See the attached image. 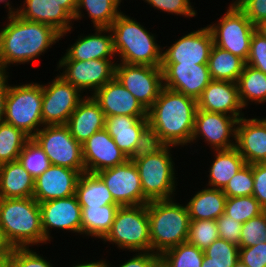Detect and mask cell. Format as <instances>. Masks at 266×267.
<instances>
[{"mask_svg": "<svg viewBox=\"0 0 266 267\" xmlns=\"http://www.w3.org/2000/svg\"><path fill=\"white\" fill-rule=\"evenodd\" d=\"M169 267H201L204 251L188 243H181L160 256Z\"/></svg>", "mask_w": 266, "mask_h": 267, "instance_id": "obj_37", "label": "cell"}, {"mask_svg": "<svg viewBox=\"0 0 266 267\" xmlns=\"http://www.w3.org/2000/svg\"><path fill=\"white\" fill-rule=\"evenodd\" d=\"M80 174L71 168L51 165L35 179L33 198L41 203L75 195Z\"/></svg>", "mask_w": 266, "mask_h": 267, "instance_id": "obj_21", "label": "cell"}, {"mask_svg": "<svg viewBox=\"0 0 266 267\" xmlns=\"http://www.w3.org/2000/svg\"><path fill=\"white\" fill-rule=\"evenodd\" d=\"M7 19L0 28V73H9L7 70L13 64L36 61L61 40L60 33L48 24L25 20L16 13Z\"/></svg>", "mask_w": 266, "mask_h": 267, "instance_id": "obj_1", "label": "cell"}, {"mask_svg": "<svg viewBox=\"0 0 266 267\" xmlns=\"http://www.w3.org/2000/svg\"><path fill=\"white\" fill-rule=\"evenodd\" d=\"M0 227L14 248L49 243L42 230L39 202L33 197H0Z\"/></svg>", "mask_w": 266, "mask_h": 267, "instance_id": "obj_4", "label": "cell"}, {"mask_svg": "<svg viewBox=\"0 0 266 267\" xmlns=\"http://www.w3.org/2000/svg\"><path fill=\"white\" fill-rule=\"evenodd\" d=\"M30 137L13 125L0 123V165L18 160Z\"/></svg>", "mask_w": 266, "mask_h": 267, "instance_id": "obj_36", "label": "cell"}, {"mask_svg": "<svg viewBox=\"0 0 266 267\" xmlns=\"http://www.w3.org/2000/svg\"><path fill=\"white\" fill-rule=\"evenodd\" d=\"M164 87L198 100L212 80L207 64L161 63Z\"/></svg>", "mask_w": 266, "mask_h": 267, "instance_id": "obj_16", "label": "cell"}, {"mask_svg": "<svg viewBox=\"0 0 266 267\" xmlns=\"http://www.w3.org/2000/svg\"><path fill=\"white\" fill-rule=\"evenodd\" d=\"M76 196L81 207L117 204L104 181L94 173L80 174L76 185Z\"/></svg>", "mask_w": 266, "mask_h": 267, "instance_id": "obj_32", "label": "cell"}, {"mask_svg": "<svg viewBox=\"0 0 266 267\" xmlns=\"http://www.w3.org/2000/svg\"><path fill=\"white\" fill-rule=\"evenodd\" d=\"M42 101V84L33 81L14 86L9 84L4 121L32 138L44 126Z\"/></svg>", "mask_w": 266, "mask_h": 267, "instance_id": "obj_7", "label": "cell"}, {"mask_svg": "<svg viewBox=\"0 0 266 267\" xmlns=\"http://www.w3.org/2000/svg\"><path fill=\"white\" fill-rule=\"evenodd\" d=\"M204 251L206 264H217L222 267H234L239 260V246L225 239H217Z\"/></svg>", "mask_w": 266, "mask_h": 267, "instance_id": "obj_40", "label": "cell"}, {"mask_svg": "<svg viewBox=\"0 0 266 267\" xmlns=\"http://www.w3.org/2000/svg\"><path fill=\"white\" fill-rule=\"evenodd\" d=\"M119 208L118 204L81 207V234L102 240L110 231Z\"/></svg>", "mask_w": 266, "mask_h": 267, "instance_id": "obj_31", "label": "cell"}, {"mask_svg": "<svg viewBox=\"0 0 266 267\" xmlns=\"http://www.w3.org/2000/svg\"><path fill=\"white\" fill-rule=\"evenodd\" d=\"M8 77H10L9 73H0V123L4 122L5 117L6 99L9 88Z\"/></svg>", "mask_w": 266, "mask_h": 267, "instance_id": "obj_53", "label": "cell"}, {"mask_svg": "<svg viewBox=\"0 0 266 267\" xmlns=\"http://www.w3.org/2000/svg\"><path fill=\"white\" fill-rule=\"evenodd\" d=\"M136 255H133L132 258L124 261L118 267H153V264L160 257L158 254L153 253L152 251L148 252H136ZM103 267H115L111 266L109 262H106V259L103 260Z\"/></svg>", "mask_w": 266, "mask_h": 267, "instance_id": "obj_52", "label": "cell"}, {"mask_svg": "<svg viewBox=\"0 0 266 267\" xmlns=\"http://www.w3.org/2000/svg\"><path fill=\"white\" fill-rule=\"evenodd\" d=\"M71 267H103V260L100 259V261L97 260L95 262L94 261L88 262L87 260V262L84 261V263L83 262L77 263V265L74 264Z\"/></svg>", "mask_w": 266, "mask_h": 267, "instance_id": "obj_56", "label": "cell"}, {"mask_svg": "<svg viewBox=\"0 0 266 267\" xmlns=\"http://www.w3.org/2000/svg\"><path fill=\"white\" fill-rule=\"evenodd\" d=\"M253 164H245L223 189L227 197L250 196L253 193Z\"/></svg>", "mask_w": 266, "mask_h": 267, "instance_id": "obj_42", "label": "cell"}, {"mask_svg": "<svg viewBox=\"0 0 266 267\" xmlns=\"http://www.w3.org/2000/svg\"><path fill=\"white\" fill-rule=\"evenodd\" d=\"M243 0H232L230 5H238L240 2H242Z\"/></svg>", "mask_w": 266, "mask_h": 267, "instance_id": "obj_63", "label": "cell"}, {"mask_svg": "<svg viewBox=\"0 0 266 267\" xmlns=\"http://www.w3.org/2000/svg\"><path fill=\"white\" fill-rule=\"evenodd\" d=\"M220 239L239 246L242 223L235 221L229 215L223 213L216 219Z\"/></svg>", "mask_w": 266, "mask_h": 267, "instance_id": "obj_48", "label": "cell"}, {"mask_svg": "<svg viewBox=\"0 0 266 267\" xmlns=\"http://www.w3.org/2000/svg\"><path fill=\"white\" fill-rule=\"evenodd\" d=\"M199 110L244 117L236 82L211 80L197 100Z\"/></svg>", "mask_w": 266, "mask_h": 267, "instance_id": "obj_23", "label": "cell"}, {"mask_svg": "<svg viewBox=\"0 0 266 267\" xmlns=\"http://www.w3.org/2000/svg\"><path fill=\"white\" fill-rule=\"evenodd\" d=\"M237 6L254 26L266 20V0H243Z\"/></svg>", "mask_w": 266, "mask_h": 267, "instance_id": "obj_51", "label": "cell"}, {"mask_svg": "<svg viewBox=\"0 0 266 267\" xmlns=\"http://www.w3.org/2000/svg\"><path fill=\"white\" fill-rule=\"evenodd\" d=\"M227 12L216 24L207 25L215 46L229 51L245 63L250 51V42L256 26L237 5H229Z\"/></svg>", "mask_w": 266, "mask_h": 267, "instance_id": "obj_9", "label": "cell"}, {"mask_svg": "<svg viewBox=\"0 0 266 267\" xmlns=\"http://www.w3.org/2000/svg\"><path fill=\"white\" fill-rule=\"evenodd\" d=\"M256 30L266 37V20H263L256 25Z\"/></svg>", "mask_w": 266, "mask_h": 267, "instance_id": "obj_58", "label": "cell"}, {"mask_svg": "<svg viewBox=\"0 0 266 267\" xmlns=\"http://www.w3.org/2000/svg\"><path fill=\"white\" fill-rule=\"evenodd\" d=\"M264 208L253 196L227 197L224 213L235 221L245 223L264 212Z\"/></svg>", "mask_w": 266, "mask_h": 267, "instance_id": "obj_38", "label": "cell"}, {"mask_svg": "<svg viewBox=\"0 0 266 267\" xmlns=\"http://www.w3.org/2000/svg\"><path fill=\"white\" fill-rule=\"evenodd\" d=\"M245 64L266 74V37L257 30L252 35L250 51Z\"/></svg>", "mask_w": 266, "mask_h": 267, "instance_id": "obj_47", "label": "cell"}, {"mask_svg": "<svg viewBox=\"0 0 266 267\" xmlns=\"http://www.w3.org/2000/svg\"><path fill=\"white\" fill-rule=\"evenodd\" d=\"M237 122L229 115L197 109L191 143L204 139L213 151L232 149L236 146Z\"/></svg>", "mask_w": 266, "mask_h": 267, "instance_id": "obj_14", "label": "cell"}, {"mask_svg": "<svg viewBox=\"0 0 266 267\" xmlns=\"http://www.w3.org/2000/svg\"><path fill=\"white\" fill-rule=\"evenodd\" d=\"M115 77L148 110L164 88L160 66L116 63Z\"/></svg>", "mask_w": 266, "mask_h": 267, "instance_id": "obj_11", "label": "cell"}, {"mask_svg": "<svg viewBox=\"0 0 266 267\" xmlns=\"http://www.w3.org/2000/svg\"><path fill=\"white\" fill-rule=\"evenodd\" d=\"M166 146L167 144L161 139V136L148 125L141 133L135 151L129 160L135 162L149 155L157 154Z\"/></svg>", "mask_w": 266, "mask_h": 267, "instance_id": "obj_44", "label": "cell"}, {"mask_svg": "<svg viewBox=\"0 0 266 267\" xmlns=\"http://www.w3.org/2000/svg\"><path fill=\"white\" fill-rule=\"evenodd\" d=\"M175 199L148 202L151 251L161 256L187 241L190 227L188 208Z\"/></svg>", "mask_w": 266, "mask_h": 267, "instance_id": "obj_5", "label": "cell"}, {"mask_svg": "<svg viewBox=\"0 0 266 267\" xmlns=\"http://www.w3.org/2000/svg\"><path fill=\"white\" fill-rule=\"evenodd\" d=\"M226 199L227 196L221 189L208 186L200 189L185 203L190 220L218 219L224 213Z\"/></svg>", "mask_w": 266, "mask_h": 267, "instance_id": "obj_29", "label": "cell"}, {"mask_svg": "<svg viewBox=\"0 0 266 267\" xmlns=\"http://www.w3.org/2000/svg\"><path fill=\"white\" fill-rule=\"evenodd\" d=\"M35 179L16 160L0 165V197H33Z\"/></svg>", "mask_w": 266, "mask_h": 267, "instance_id": "obj_28", "label": "cell"}, {"mask_svg": "<svg viewBox=\"0 0 266 267\" xmlns=\"http://www.w3.org/2000/svg\"><path fill=\"white\" fill-rule=\"evenodd\" d=\"M120 4L118 0H78L74 21L81 20L85 16L84 9L94 28H109L122 13Z\"/></svg>", "mask_w": 266, "mask_h": 267, "instance_id": "obj_33", "label": "cell"}, {"mask_svg": "<svg viewBox=\"0 0 266 267\" xmlns=\"http://www.w3.org/2000/svg\"><path fill=\"white\" fill-rule=\"evenodd\" d=\"M13 250L14 247L8 241L3 229L0 227V257H10Z\"/></svg>", "mask_w": 266, "mask_h": 267, "instance_id": "obj_54", "label": "cell"}, {"mask_svg": "<svg viewBox=\"0 0 266 267\" xmlns=\"http://www.w3.org/2000/svg\"><path fill=\"white\" fill-rule=\"evenodd\" d=\"M91 96L99 104L105 117L115 115L147 117V110L116 77L97 89Z\"/></svg>", "mask_w": 266, "mask_h": 267, "instance_id": "obj_20", "label": "cell"}, {"mask_svg": "<svg viewBox=\"0 0 266 267\" xmlns=\"http://www.w3.org/2000/svg\"><path fill=\"white\" fill-rule=\"evenodd\" d=\"M239 99L243 108L250 102L264 104L266 102V74L247 64L237 80Z\"/></svg>", "mask_w": 266, "mask_h": 267, "instance_id": "obj_35", "label": "cell"}, {"mask_svg": "<svg viewBox=\"0 0 266 267\" xmlns=\"http://www.w3.org/2000/svg\"><path fill=\"white\" fill-rule=\"evenodd\" d=\"M95 33L80 35L76 42L66 49L59 60L86 61L91 59H115L113 38L109 28L95 27ZM105 33V34H104Z\"/></svg>", "mask_w": 266, "mask_h": 267, "instance_id": "obj_25", "label": "cell"}, {"mask_svg": "<svg viewBox=\"0 0 266 267\" xmlns=\"http://www.w3.org/2000/svg\"><path fill=\"white\" fill-rule=\"evenodd\" d=\"M113 47L121 63L161 66L162 47L156 34L147 31L140 22L121 13L109 27Z\"/></svg>", "mask_w": 266, "mask_h": 267, "instance_id": "obj_3", "label": "cell"}, {"mask_svg": "<svg viewBox=\"0 0 266 267\" xmlns=\"http://www.w3.org/2000/svg\"><path fill=\"white\" fill-rule=\"evenodd\" d=\"M153 267H169V266L164 262V260L161 257H159L153 264Z\"/></svg>", "mask_w": 266, "mask_h": 267, "instance_id": "obj_59", "label": "cell"}, {"mask_svg": "<svg viewBox=\"0 0 266 267\" xmlns=\"http://www.w3.org/2000/svg\"><path fill=\"white\" fill-rule=\"evenodd\" d=\"M22 3L16 11L19 17L52 26L60 38L72 31L74 18L56 0H24Z\"/></svg>", "mask_w": 266, "mask_h": 267, "instance_id": "obj_24", "label": "cell"}, {"mask_svg": "<svg viewBox=\"0 0 266 267\" xmlns=\"http://www.w3.org/2000/svg\"><path fill=\"white\" fill-rule=\"evenodd\" d=\"M201 267H222L217 264H206V255L204 254V259L202 261Z\"/></svg>", "mask_w": 266, "mask_h": 267, "instance_id": "obj_61", "label": "cell"}, {"mask_svg": "<svg viewBox=\"0 0 266 267\" xmlns=\"http://www.w3.org/2000/svg\"><path fill=\"white\" fill-rule=\"evenodd\" d=\"M106 184L115 202L120 206H138L147 204L138 169L129 159L118 166L96 173Z\"/></svg>", "mask_w": 266, "mask_h": 267, "instance_id": "obj_15", "label": "cell"}, {"mask_svg": "<svg viewBox=\"0 0 266 267\" xmlns=\"http://www.w3.org/2000/svg\"><path fill=\"white\" fill-rule=\"evenodd\" d=\"M52 265L43 254L41 256L29 247L14 248L9 257V267H54Z\"/></svg>", "mask_w": 266, "mask_h": 267, "instance_id": "obj_45", "label": "cell"}, {"mask_svg": "<svg viewBox=\"0 0 266 267\" xmlns=\"http://www.w3.org/2000/svg\"><path fill=\"white\" fill-rule=\"evenodd\" d=\"M213 45L208 26L201 27L183 35L167 49L163 47L161 63L207 64Z\"/></svg>", "mask_w": 266, "mask_h": 267, "instance_id": "obj_17", "label": "cell"}, {"mask_svg": "<svg viewBox=\"0 0 266 267\" xmlns=\"http://www.w3.org/2000/svg\"><path fill=\"white\" fill-rule=\"evenodd\" d=\"M197 109V100L164 87L147 110L148 125L167 145L184 148L191 144Z\"/></svg>", "mask_w": 266, "mask_h": 267, "instance_id": "obj_2", "label": "cell"}, {"mask_svg": "<svg viewBox=\"0 0 266 267\" xmlns=\"http://www.w3.org/2000/svg\"><path fill=\"white\" fill-rule=\"evenodd\" d=\"M129 252L151 251L148 203L138 206L120 207L110 231L102 239Z\"/></svg>", "mask_w": 266, "mask_h": 267, "instance_id": "obj_6", "label": "cell"}, {"mask_svg": "<svg viewBox=\"0 0 266 267\" xmlns=\"http://www.w3.org/2000/svg\"><path fill=\"white\" fill-rule=\"evenodd\" d=\"M246 164L266 163V117L238 120L236 146Z\"/></svg>", "mask_w": 266, "mask_h": 267, "instance_id": "obj_22", "label": "cell"}, {"mask_svg": "<svg viewBox=\"0 0 266 267\" xmlns=\"http://www.w3.org/2000/svg\"><path fill=\"white\" fill-rule=\"evenodd\" d=\"M105 115L90 95H85L71 114L66 126L75 140L83 144L94 133L105 129Z\"/></svg>", "mask_w": 266, "mask_h": 267, "instance_id": "obj_26", "label": "cell"}, {"mask_svg": "<svg viewBox=\"0 0 266 267\" xmlns=\"http://www.w3.org/2000/svg\"><path fill=\"white\" fill-rule=\"evenodd\" d=\"M239 260L248 267H266V242L239 247Z\"/></svg>", "mask_w": 266, "mask_h": 267, "instance_id": "obj_49", "label": "cell"}, {"mask_svg": "<svg viewBox=\"0 0 266 267\" xmlns=\"http://www.w3.org/2000/svg\"><path fill=\"white\" fill-rule=\"evenodd\" d=\"M0 3H5L4 7H7V16L11 15V14H15L17 11V8H13V6L10 4L11 2H9L8 0H0Z\"/></svg>", "mask_w": 266, "mask_h": 267, "instance_id": "obj_57", "label": "cell"}, {"mask_svg": "<svg viewBox=\"0 0 266 267\" xmlns=\"http://www.w3.org/2000/svg\"><path fill=\"white\" fill-rule=\"evenodd\" d=\"M234 267H248L245 264H243L240 260L234 265Z\"/></svg>", "mask_w": 266, "mask_h": 267, "instance_id": "obj_62", "label": "cell"}, {"mask_svg": "<svg viewBox=\"0 0 266 267\" xmlns=\"http://www.w3.org/2000/svg\"><path fill=\"white\" fill-rule=\"evenodd\" d=\"M217 239L219 234L216 220H190L188 243L205 250Z\"/></svg>", "mask_w": 266, "mask_h": 267, "instance_id": "obj_41", "label": "cell"}, {"mask_svg": "<svg viewBox=\"0 0 266 267\" xmlns=\"http://www.w3.org/2000/svg\"><path fill=\"white\" fill-rule=\"evenodd\" d=\"M0 267H9V257H0Z\"/></svg>", "mask_w": 266, "mask_h": 267, "instance_id": "obj_60", "label": "cell"}, {"mask_svg": "<svg viewBox=\"0 0 266 267\" xmlns=\"http://www.w3.org/2000/svg\"><path fill=\"white\" fill-rule=\"evenodd\" d=\"M253 193L260 205L266 209V163L253 164Z\"/></svg>", "mask_w": 266, "mask_h": 267, "instance_id": "obj_50", "label": "cell"}, {"mask_svg": "<svg viewBox=\"0 0 266 267\" xmlns=\"http://www.w3.org/2000/svg\"><path fill=\"white\" fill-rule=\"evenodd\" d=\"M43 125H66L71 114L84 98L82 93L61 75L47 84L42 83Z\"/></svg>", "mask_w": 266, "mask_h": 267, "instance_id": "obj_12", "label": "cell"}, {"mask_svg": "<svg viewBox=\"0 0 266 267\" xmlns=\"http://www.w3.org/2000/svg\"><path fill=\"white\" fill-rule=\"evenodd\" d=\"M147 126V117L115 115L105 118V130L128 159L135 151L136 143Z\"/></svg>", "mask_w": 266, "mask_h": 267, "instance_id": "obj_27", "label": "cell"}, {"mask_svg": "<svg viewBox=\"0 0 266 267\" xmlns=\"http://www.w3.org/2000/svg\"><path fill=\"white\" fill-rule=\"evenodd\" d=\"M173 147L175 146L167 145L157 154L134 162L139 172L143 194L149 201L175 199L178 178L175 177L177 173L171 154Z\"/></svg>", "mask_w": 266, "mask_h": 267, "instance_id": "obj_8", "label": "cell"}, {"mask_svg": "<svg viewBox=\"0 0 266 267\" xmlns=\"http://www.w3.org/2000/svg\"><path fill=\"white\" fill-rule=\"evenodd\" d=\"M214 160L209 168L206 186L223 190L229 180L246 164L234 147L228 150H214Z\"/></svg>", "mask_w": 266, "mask_h": 267, "instance_id": "obj_30", "label": "cell"}, {"mask_svg": "<svg viewBox=\"0 0 266 267\" xmlns=\"http://www.w3.org/2000/svg\"><path fill=\"white\" fill-rule=\"evenodd\" d=\"M207 65L212 80L237 82L245 62L231 52L213 45Z\"/></svg>", "mask_w": 266, "mask_h": 267, "instance_id": "obj_34", "label": "cell"}, {"mask_svg": "<svg viewBox=\"0 0 266 267\" xmlns=\"http://www.w3.org/2000/svg\"><path fill=\"white\" fill-rule=\"evenodd\" d=\"M266 242V212L242 224L239 247H251Z\"/></svg>", "mask_w": 266, "mask_h": 267, "instance_id": "obj_43", "label": "cell"}, {"mask_svg": "<svg viewBox=\"0 0 266 267\" xmlns=\"http://www.w3.org/2000/svg\"><path fill=\"white\" fill-rule=\"evenodd\" d=\"M73 18L77 9L78 0H56Z\"/></svg>", "mask_w": 266, "mask_h": 267, "instance_id": "obj_55", "label": "cell"}, {"mask_svg": "<svg viewBox=\"0 0 266 267\" xmlns=\"http://www.w3.org/2000/svg\"><path fill=\"white\" fill-rule=\"evenodd\" d=\"M51 165L85 172L82 144L71 135L66 125H44L33 137Z\"/></svg>", "mask_w": 266, "mask_h": 267, "instance_id": "obj_10", "label": "cell"}, {"mask_svg": "<svg viewBox=\"0 0 266 267\" xmlns=\"http://www.w3.org/2000/svg\"><path fill=\"white\" fill-rule=\"evenodd\" d=\"M149 4L150 7H154V10H161L168 14L182 15L183 17L189 18L194 17L197 11L191 5L190 0H143Z\"/></svg>", "mask_w": 266, "mask_h": 267, "instance_id": "obj_46", "label": "cell"}, {"mask_svg": "<svg viewBox=\"0 0 266 267\" xmlns=\"http://www.w3.org/2000/svg\"><path fill=\"white\" fill-rule=\"evenodd\" d=\"M18 161L36 179L50 166V160L37 142L30 138L18 157Z\"/></svg>", "mask_w": 266, "mask_h": 267, "instance_id": "obj_39", "label": "cell"}, {"mask_svg": "<svg viewBox=\"0 0 266 267\" xmlns=\"http://www.w3.org/2000/svg\"><path fill=\"white\" fill-rule=\"evenodd\" d=\"M45 239L50 243L52 229L81 235V206L76 194L39 203ZM52 228V229H51ZM51 229V230H50Z\"/></svg>", "mask_w": 266, "mask_h": 267, "instance_id": "obj_18", "label": "cell"}, {"mask_svg": "<svg viewBox=\"0 0 266 267\" xmlns=\"http://www.w3.org/2000/svg\"><path fill=\"white\" fill-rule=\"evenodd\" d=\"M82 153L85 172L94 174L128 160L105 129L94 133L82 144Z\"/></svg>", "mask_w": 266, "mask_h": 267, "instance_id": "obj_19", "label": "cell"}, {"mask_svg": "<svg viewBox=\"0 0 266 267\" xmlns=\"http://www.w3.org/2000/svg\"><path fill=\"white\" fill-rule=\"evenodd\" d=\"M114 62V59L59 60L57 71H63L60 75L81 93L90 89L92 95L115 77V66L118 61Z\"/></svg>", "mask_w": 266, "mask_h": 267, "instance_id": "obj_13", "label": "cell"}]
</instances>
